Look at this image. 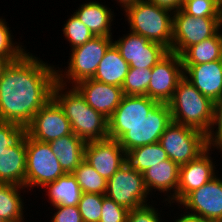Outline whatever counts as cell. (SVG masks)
<instances>
[{
	"label": "cell",
	"mask_w": 222,
	"mask_h": 222,
	"mask_svg": "<svg viewBox=\"0 0 222 222\" xmlns=\"http://www.w3.org/2000/svg\"><path fill=\"white\" fill-rule=\"evenodd\" d=\"M221 29L212 37L188 47L181 55L182 65H196L222 59Z\"/></svg>",
	"instance_id": "26"
},
{
	"label": "cell",
	"mask_w": 222,
	"mask_h": 222,
	"mask_svg": "<svg viewBox=\"0 0 222 222\" xmlns=\"http://www.w3.org/2000/svg\"><path fill=\"white\" fill-rule=\"evenodd\" d=\"M182 10L196 18H222V5L216 0H185Z\"/></svg>",
	"instance_id": "32"
},
{
	"label": "cell",
	"mask_w": 222,
	"mask_h": 222,
	"mask_svg": "<svg viewBox=\"0 0 222 222\" xmlns=\"http://www.w3.org/2000/svg\"><path fill=\"white\" fill-rule=\"evenodd\" d=\"M159 143L168 158L179 166L197 158L208 148L205 133L173 121L166 127Z\"/></svg>",
	"instance_id": "6"
},
{
	"label": "cell",
	"mask_w": 222,
	"mask_h": 222,
	"mask_svg": "<svg viewBox=\"0 0 222 222\" xmlns=\"http://www.w3.org/2000/svg\"><path fill=\"white\" fill-rule=\"evenodd\" d=\"M84 159L108 181L126 163V152L118 140L106 138L86 142Z\"/></svg>",
	"instance_id": "16"
},
{
	"label": "cell",
	"mask_w": 222,
	"mask_h": 222,
	"mask_svg": "<svg viewBox=\"0 0 222 222\" xmlns=\"http://www.w3.org/2000/svg\"><path fill=\"white\" fill-rule=\"evenodd\" d=\"M80 185L82 193L105 195L107 180L85 160L72 172Z\"/></svg>",
	"instance_id": "29"
},
{
	"label": "cell",
	"mask_w": 222,
	"mask_h": 222,
	"mask_svg": "<svg viewBox=\"0 0 222 222\" xmlns=\"http://www.w3.org/2000/svg\"><path fill=\"white\" fill-rule=\"evenodd\" d=\"M25 187L0 182V217L5 222H24V202L20 191Z\"/></svg>",
	"instance_id": "27"
},
{
	"label": "cell",
	"mask_w": 222,
	"mask_h": 222,
	"mask_svg": "<svg viewBox=\"0 0 222 222\" xmlns=\"http://www.w3.org/2000/svg\"><path fill=\"white\" fill-rule=\"evenodd\" d=\"M74 87L89 106L107 119L112 116L124 96L122 87L101 83L94 79L80 81Z\"/></svg>",
	"instance_id": "18"
},
{
	"label": "cell",
	"mask_w": 222,
	"mask_h": 222,
	"mask_svg": "<svg viewBox=\"0 0 222 222\" xmlns=\"http://www.w3.org/2000/svg\"><path fill=\"white\" fill-rule=\"evenodd\" d=\"M158 209L147 204L128 211L127 222H161ZM160 216V217H159Z\"/></svg>",
	"instance_id": "38"
},
{
	"label": "cell",
	"mask_w": 222,
	"mask_h": 222,
	"mask_svg": "<svg viewBox=\"0 0 222 222\" xmlns=\"http://www.w3.org/2000/svg\"><path fill=\"white\" fill-rule=\"evenodd\" d=\"M151 71L152 69L149 68H129L122 85L124 95L148 96V85L152 77Z\"/></svg>",
	"instance_id": "30"
},
{
	"label": "cell",
	"mask_w": 222,
	"mask_h": 222,
	"mask_svg": "<svg viewBox=\"0 0 222 222\" xmlns=\"http://www.w3.org/2000/svg\"><path fill=\"white\" fill-rule=\"evenodd\" d=\"M167 159V153L159 142L140 146L126 153V162L140 173Z\"/></svg>",
	"instance_id": "28"
},
{
	"label": "cell",
	"mask_w": 222,
	"mask_h": 222,
	"mask_svg": "<svg viewBox=\"0 0 222 222\" xmlns=\"http://www.w3.org/2000/svg\"><path fill=\"white\" fill-rule=\"evenodd\" d=\"M173 122L207 134L213 122L214 102L201 94L184 76L168 102Z\"/></svg>",
	"instance_id": "3"
},
{
	"label": "cell",
	"mask_w": 222,
	"mask_h": 222,
	"mask_svg": "<svg viewBox=\"0 0 222 222\" xmlns=\"http://www.w3.org/2000/svg\"><path fill=\"white\" fill-rule=\"evenodd\" d=\"M130 32L157 42L171 50L173 14L148 0L138 1L124 9Z\"/></svg>",
	"instance_id": "4"
},
{
	"label": "cell",
	"mask_w": 222,
	"mask_h": 222,
	"mask_svg": "<svg viewBox=\"0 0 222 222\" xmlns=\"http://www.w3.org/2000/svg\"><path fill=\"white\" fill-rule=\"evenodd\" d=\"M171 122L168 103L157 102L149 110L147 117L142 122L131 126L118 142L126 153L140 146L157 143Z\"/></svg>",
	"instance_id": "10"
},
{
	"label": "cell",
	"mask_w": 222,
	"mask_h": 222,
	"mask_svg": "<svg viewBox=\"0 0 222 222\" xmlns=\"http://www.w3.org/2000/svg\"><path fill=\"white\" fill-rule=\"evenodd\" d=\"M183 75L213 102L222 98V59L196 65H183Z\"/></svg>",
	"instance_id": "19"
},
{
	"label": "cell",
	"mask_w": 222,
	"mask_h": 222,
	"mask_svg": "<svg viewBox=\"0 0 222 222\" xmlns=\"http://www.w3.org/2000/svg\"><path fill=\"white\" fill-rule=\"evenodd\" d=\"M148 195L143 174L127 162L107 181L105 196L128 210L149 204Z\"/></svg>",
	"instance_id": "9"
},
{
	"label": "cell",
	"mask_w": 222,
	"mask_h": 222,
	"mask_svg": "<svg viewBox=\"0 0 222 222\" xmlns=\"http://www.w3.org/2000/svg\"><path fill=\"white\" fill-rule=\"evenodd\" d=\"M114 11L97 1L80 5L74 14L94 34V36H113L111 22Z\"/></svg>",
	"instance_id": "22"
},
{
	"label": "cell",
	"mask_w": 222,
	"mask_h": 222,
	"mask_svg": "<svg viewBox=\"0 0 222 222\" xmlns=\"http://www.w3.org/2000/svg\"><path fill=\"white\" fill-rule=\"evenodd\" d=\"M149 2L167 9L172 13L177 12L178 10L182 9L184 5V0H148Z\"/></svg>",
	"instance_id": "40"
},
{
	"label": "cell",
	"mask_w": 222,
	"mask_h": 222,
	"mask_svg": "<svg viewBox=\"0 0 222 222\" xmlns=\"http://www.w3.org/2000/svg\"><path fill=\"white\" fill-rule=\"evenodd\" d=\"M206 137L208 148L222 151V98L214 102L213 122Z\"/></svg>",
	"instance_id": "36"
},
{
	"label": "cell",
	"mask_w": 222,
	"mask_h": 222,
	"mask_svg": "<svg viewBox=\"0 0 222 222\" xmlns=\"http://www.w3.org/2000/svg\"><path fill=\"white\" fill-rule=\"evenodd\" d=\"M222 18L193 17L182 9L173 14L171 52L179 56L190 46L214 36L222 27Z\"/></svg>",
	"instance_id": "8"
},
{
	"label": "cell",
	"mask_w": 222,
	"mask_h": 222,
	"mask_svg": "<svg viewBox=\"0 0 222 222\" xmlns=\"http://www.w3.org/2000/svg\"><path fill=\"white\" fill-rule=\"evenodd\" d=\"M129 68V64L121 57L116 46L112 44L100 61L92 79L122 87Z\"/></svg>",
	"instance_id": "24"
},
{
	"label": "cell",
	"mask_w": 222,
	"mask_h": 222,
	"mask_svg": "<svg viewBox=\"0 0 222 222\" xmlns=\"http://www.w3.org/2000/svg\"><path fill=\"white\" fill-rule=\"evenodd\" d=\"M113 44L130 68L152 69L169 52L162 44L132 32L119 37Z\"/></svg>",
	"instance_id": "12"
},
{
	"label": "cell",
	"mask_w": 222,
	"mask_h": 222,
	"mask_svg": "<svg viewBox=\"0 0 222 222\" xmlns=\"http://www.w3.org/2000/svg\"><path fill=\"white\" fill-rule=\"evenodd\" d=\"M56 212L50 222H83L78 206H53Z\"/></svg>",
	"instance_id": "39"
},
{
	"label": "cell",
	"mask_w": 222,
	"mask_h": 222,
	"mask_svg": "<svg viewBox=\"0 0 222 222\" xmlns=\"http://www.w3.org/2000/svg\"><path fill=\"white\" fill-rule=\"evenodd\" d=\"M157 102L147 95H124L108 119V138L118 140L131 126L142 122Z\"/></svg>",
	"instance_id": "15"
},
{
	"label": "cell",
	"mask_w": 222,
	"mask_h": 222,
	"mask_svg": "<svg viewBox=\"0 0 222 222\" xmlns=\"http://www.w3.org/2000/svg\"><path fill=\"white\" fill-rule=\"evenodd\" d=\"M56 69L28 51L11 62L0 79V121L27 126L52 98Z\"/></svg>",
	"instance_id": "1"
},
{
	"label": "cell",
	"mask_w": 222,
	"mask_h": 222,
	"mask_svg": "<svg viewBox=\"0 0 222 222\" xmlns=\"http://www.w3.org/2000/svg\"><path fill=\"white\" fill-rule=\"evenodd\" d=\"M44 187L48 190L47 195L52 206H78L82 191L72 173H65Z\"/></svg>",
	"instance_id": "25"
},
{
	"label": "cell",
	"mask_w": 222,
	"mask_h": 222,
	"mask_svg": "<svg viewBox=\"0 0 222 222\" xmlns=\"http://www.w3.org/2000/svg\"><path fill=\"white\" fill-rule=\"evenodd\" d=\"M209 151L212 149L207 148L197 158L180 166L177 194L170 201V205L171 202L179 204L190 192L197 190L217 175V165L212 161Z\"/></svg>",
	"instance_id": "17"
},
{
	"label": "cell",
	"mask_w": 222,
	"mask_h": 222,
	"mask_svg": "<svg viewBox=\"0 0 222 222\" xmlns=\"http://www.w3.org/2000/svg\"><path fill=\"white\" fill-rule=\"evenodd\" d=\"M148 97L158 102L168 103L183 75L181 57L169 51L151 71Z\"/></svg>",
	"instance_id": "14"
},
{
	"label": "cell",
	"mask_w": 222,
	"mask_h": 222,
	"mask_svg": "<svg viewBox=\"0 0 222 222\" xmlns=\"http://www.w3.org/2000/svg\"><path fill=\"white\" fill-rule=\"evenodd\" d=\"M49 145L65 173H72L85 160L84 148L86 142L73 132L50 141Z\"/></svg>",
	"instance_id": "23"
},
{
	"label": "cell",
	"mask_w": 222,
	"mask_h": 222,
	"mask_svg": "<svg viewBox=\"0 0 222 222\" xmlns=\"http://www.w3.org/2000/svg\"><path fill=\"white\" fill-rule=\"evenodd\" d=\"M26 137L15 147L0 153V182L25 187Z\"/></svg>",
	"instance_id": "21"
},
{
	"label": "cell",
	"mask_w": 222,
	"mask_h": 222,
	"mask_svg": "<svg viewBox=\"0 0 222 222\" xmlns=\"http://www.w3.org/2000/svg\"><path fill=\"white\" fill-rule=\"evenodd\" d=\"M25 188L42 187L65 174L56 155L47 142L26 135Z\"/></svg>",
	"instance_id": "7"
},
{
	"label": "cell",
	"mask_w": 222,
	"mask_h": 222,
	"mask_svg": "<svg viewBox=\"0 0 222 222\" xmlns=\"http://www.w3.org/2000/svg\"><path fill=\"white\" fill-rule=\"evenodd\" d=\"M27 135V126L0 121V153L17 146Z\"/></svg>",
	"instance_id": "35"
},
{
	"label": "cell",
	"mask_w": 222,
	"mask_h": 222,
	"mask_svg": "<svg viewBox=\"0 0 222 222\" xmlns=\"http://www.w3.org/2000/svg\"><path fill=\"white\" fill-rule=\"evenodd\" d=\"M112 38V36H94L85 44L71 49L68 69L62 71L58 67L56 70L57 82L66 86L69 85L67 82H71V86H74L80 81L92 79L100 61L113 44Z\"/></svg>",
	"instance_id": "5"
},
{
	"label": "cell",
	"mask_w": 222,
	"mask_h": 222,
	"mask_svg": "<svg viewBox=\"0 0 222 222\" xmlns=\"http://www.w3.org/2000/svg\"><path fill=\"white\" fill-rule=\"evenodd\" d=\"M191 215L205 222H222V177L217 175L197 190L190 192L180 203Z\"/></svg>",
	"instance_id": "11"
},
{
	"label": "cell",
	"mask_w": 222,
	"mask_h": 222,
	"mask_svg": "<svg viewBox=\"0 0 222 222\" xmlns=\"http://www.w3.org/2000/svg\"><path fill=\"white\" fill-rule=\"evenodd\" d=\"M72 133L71 125L59 104L51 98L27 125V135L47 142Z\"/></svg>",
	"instance_id": "13"
},
{
	"label": "cell",
	"mask_w": 222,
	"mask_h": 222,
	"mask_svg": "<svg viewBox=\"0 0 222 222\" xmlns=\"http://www.w3.org/2000/svg\"><path fill=\"white\" fill-rule=\"evenodd\" d=\"M70 88L66 91V85L56 82L52 98L68 118L72 132L85 142L108 138V119L89 106L74 86Z\"/></svg>",
	"instance_id": "2"
},
{
	"label": "cell",
	"mask_w": 222,
	"mask_h": 222,
	"mask_svg": "<svg viewBox=\"0 0 222 222\" xmlns=\"http://www.w3.org/2000/svg\"><path fill=\"white\" fill-rule=\"evenodd\" d=\"M63 34L71 48L79 47L94 37V34L73 13L63 26Z\"/></svg>",
	"instance_id": "31"
},
{
	"label": "cell",
	"mask_w": 222,
	"mask_h": 222,
	"mask_svg": "<svg viewBox=\"0 0 222 222\" xmlns=\"http://www.w3.org/2000/svg\"><path fill=\"white\" fill-rule=\"evenodd\" d=\"M104 196L103 194H81L78 208L83 222H99Z\"/></svg>",
	"instance_id": "33"
},
{
	"label": "cell",
	"mask_w": 222,
	"mask_h": 222,
	"mask_svg": "<svg viewBox=\"0 0 222 222\" xmlns=\"http://www.w3.org/2000/svg\"><path fill=\"white\" fill-rule=\"evenodd\" d=\"M11 62L12 61L10 59L0 56V79L2 78L4 71Z\"/></svg>",
	"instance_id": "42"
},
{
	"label": "cell",
	"mask_w": 222,
	"mask_h": 222,
	"mask_svg": "<svg viewBox=\"0 0 222 222\" xmlns=\"http://www.w3.org/2000/svg\"><path fill=\"white\" fill-rule=\"evenodd\" d=\"M220 5H222V0H216ZM185 2V0H184Z\"/></svg>",
	"instance_id": "44"
},
{
	"label": "cell",
	"mask_w": 222,
	"mask_h": 222,
	"mask_svg": "<svg viewBox=\"0 0 222 222\" xmlns=\"http://www.w3.org/2000/svg\"><path fill=\"white\" fill-rule=\"evenodd\" d=\"M179 173L180 166L168 158L167 160L151 166L142 174L145 187L149 194L150 192L152 193L153 189H155L154 192L160 191L165 194L172 192L169 195L166 194L167 198L164 200L170 203L177 194Z\"/></svg>",
	"instance_id": "20"
},
{
	"label": "cell",
	"mask_w": 222,
	"mask_h": 222,
	"mask_svg": "<svg viewBox=\"0 0 222 222\" xmlns=\"http://www.w3.org/2000/svg\"><path fill=\"white\" fill-rule=\"evenodd\" d=\"M138 1L141 0H116V2H118V4L123 7L122 9H125L126 7L136 4ZM122 4V5H121Z\"/></svg>",
	"instance_id": "43"
},
{
	"label": "cell",
	"mask_w": 222,
	"mask_h": 222,
	"mask_svg": "<svg viewBox=\"0 0 222 222\" xmlns=\"http://www.w3.org/2000/svg\"><path fill=\"white\" fill-rule=\"evenodd\" d=\"M7 22L0 18V56L10 59L12 62L19 60L27 51L20 42L13 41L11 30ZM17 44V45H16Z\"/></svg>",
	"instance_id": "34"
},
{
	"label": "cell",
	"mask_w": 222,
	"mask_h": 222,
	"mask_svg": "<svg viewBox=\"0 0 222 222\" xmlns=\"http://www.w3.org/2000/svg\"><path fill=\"white\" fill-rule=\"evenodd\" d=\"M128 211L125 207L104 196L99 222H127Z\"/></svg>",
	"instance_id": "37"
},
{
	"label": "cell",
	"mask_w": 222,
	"mask_h": 222,
	"mask_svg": "<svg viewBox=\"0 0 222 222\" xmlns=\"http://www.w3.org/2000/svg\"><path fill=\"white\" fill-rule=\"evenodd\" d=\"M174 222H205V221L201 220L200 218H198L195 215L185 213L183 215L181 214V217L176 219Z\"/></svg>",
	"instance_id": "41"
}]
</instances>
